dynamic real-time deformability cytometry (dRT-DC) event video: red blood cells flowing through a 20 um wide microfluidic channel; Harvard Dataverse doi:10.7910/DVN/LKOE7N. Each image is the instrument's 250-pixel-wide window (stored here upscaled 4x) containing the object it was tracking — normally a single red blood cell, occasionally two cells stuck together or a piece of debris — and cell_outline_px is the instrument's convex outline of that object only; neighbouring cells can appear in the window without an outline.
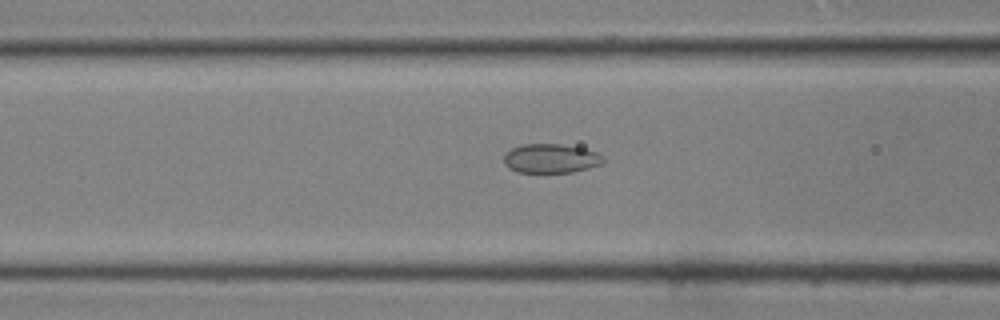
{"species": "common noctule bat (a hibernating species)", "species_latin": "Nyctalus noctula", "temperature_condition": "room temperature", "stored_images_in_passage": 26, "camera_frame_rate_fps": 3000, "um_per_image_px": 0.085, "animal": {"sex": "male", "body_mass_g": 19.0, "forearm_length_mm": 50.8}, "frame": {"image": 1, "passage_image": 6, "time_ms": 1.667, "image_size_px": [1000, 320], "cell_outline_px": [[604, 160], [600, 164], [588, 168], [572, 172], [516, 172], [508, 168], [504, 164], [504, 156], [512, 148], [520, 144], [560, 144], [584, 148], [596, 152], [604, 156]], "centroid_in_image_um": [46.81, 13.46], "position_along_channel_um": 119.8, "area_um2": 16.88}}
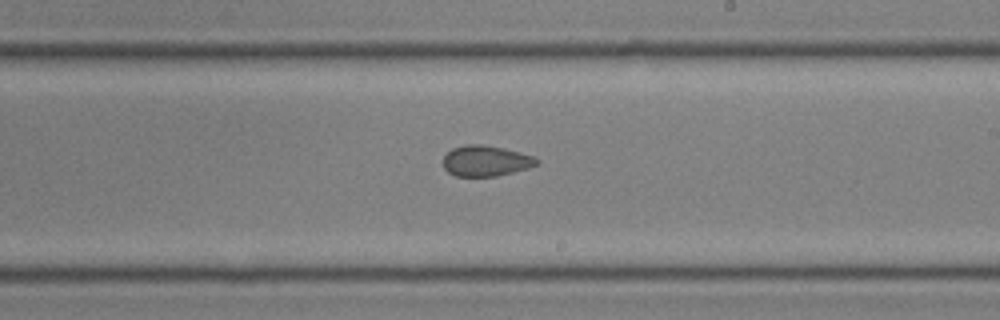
{"frame": {"image": 2, "passage_image": 14, "time_ms": 4.333, "image_size_px": [1000, 320], "cell_outline_px": [[540, 160], [536, 164], [528, 168], [496, 176], [456, 176], [448, 172], [444, 168], [444, 156], [452, 148], [464, 144], [484, 144], [504, 148], [532, 156]], "centroid_in_image_um": [41.26, 13.66], "position_along_channel_um": 247.7, "area_um2": 16.65}}
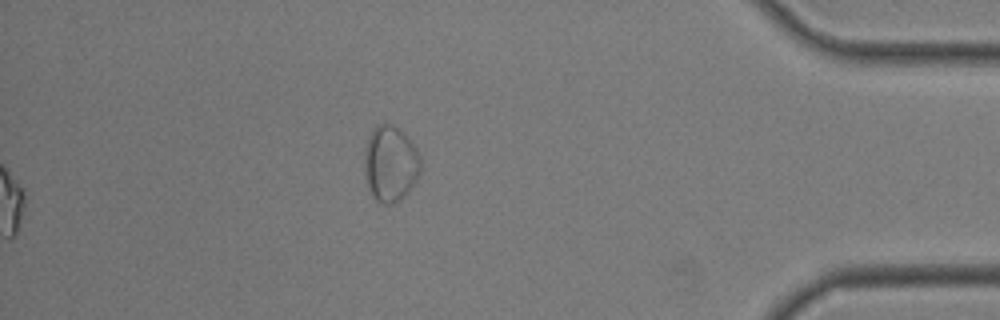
{"frame": {"image": 3, "passage_image": 26, "time_ms": 8.333, "image_size_px": [1000, 320], "cell_outline_px": [[420, 172], [416, 180], [408, 192], [400, 200], [392, 204], [384, 204], [376, 200], [372, 196], [364, 176], [364, 148], [368, 136], [372, 128], [376, 124], [392, 124], [400, 128], [408, 136], [416, 148], [420, 156]], "centroid_in_image_um": [33.16, 13.89], "position_along_channel_um": 402.0, "area_um2": 25.37}}